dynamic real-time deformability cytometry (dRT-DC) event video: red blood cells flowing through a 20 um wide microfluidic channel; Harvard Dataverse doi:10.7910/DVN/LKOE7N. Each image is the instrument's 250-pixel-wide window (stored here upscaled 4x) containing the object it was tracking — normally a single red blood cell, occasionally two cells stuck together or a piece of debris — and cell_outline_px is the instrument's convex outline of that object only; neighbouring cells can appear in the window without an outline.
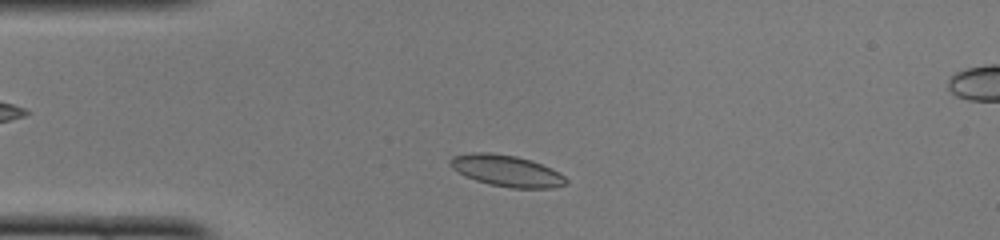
{"species": "common noctule bat (a hibernating species)", "species_latin": "Nyctalus noctula", "temperature_condition": "cold", "stored_images_in_passage": 42, "camera_frame_rate_fps": 3000, "um_per_image_px": 0.085, "animal": {"sex": "female", "body_mass_g": 22.0, "forearm_length_mm": 56.7}, "frame": {"image": 1, "passage_image": 5, "time_ms": 1.333, "image_size_px": [1000, 240], "cell_outline_px": [[568, 184], [552, 188], [512, 188], [488, 184], [464, 176], [452, 168], [448, 164], [448, 160], [452, 156], [472, 152], [488, 152], [516, 156], [532, 160], [552, 168], [560, 172], [568, 180]], "centroid_in_image_um": [43.06, 14.51], "position_along_channel_um": 41.9, "area_um2": 21.5}}
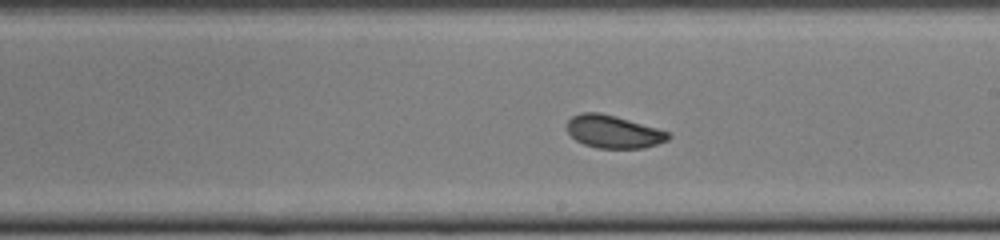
{"frame": {"image": 2, "passage_image": 21, "time_ms": 6.667, "image_size_px": [1000, 240], "cell_outline_px": [[672, 136], [668, 140], [644, 148], [596, 148], [584, 144], [576, 140], [568, 132], [564, 124], [572, 116], [580, 112], [600, 112], [616, 116], [656, 128], [668, 132]], "centroid_in_image_um": [52.1, 11.19], "position_along_channel_um": 236.9, "area_um2": 19.42}}
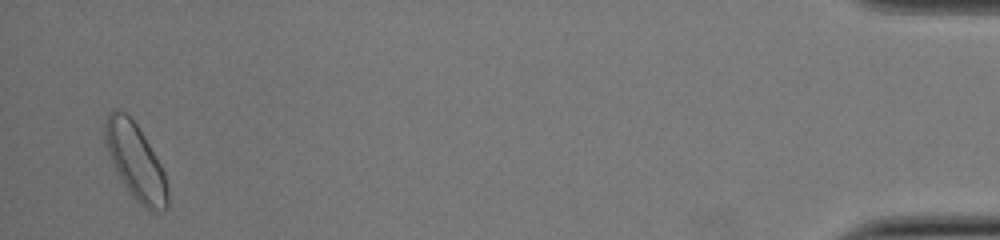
{"frame": {"image": 3, "passage_image": 41, "time_ms": 13.333, "image_size_px": [1000, 240], "cell_outline_px": [[168, 208], [160, 212], [148, 212], [132, 196], [124, 184], [108, 152], [104, 140], [104, 120], [108, 112], [112, 108], [116, 108], [124, 112], [136, 124], [144, 136], [160, 164], [164, 172], [168, 188]], "centroid_in_image_um": [11.53, 13.74], "position_along_channel_um": 423.7, "area_um2": 27.57}, "authors_computed_cell_mechanics": {"area_um2": 20.0566, "velocity_mm_per_s": 4.0533, "shape_relaxation_time_tau1_ms": 2.3947, "shape_relaxation_time_tau2_ms": 9.5463, "deformation_change_tau1": 0.0825, "deformation_change_tau2": 0.11}}